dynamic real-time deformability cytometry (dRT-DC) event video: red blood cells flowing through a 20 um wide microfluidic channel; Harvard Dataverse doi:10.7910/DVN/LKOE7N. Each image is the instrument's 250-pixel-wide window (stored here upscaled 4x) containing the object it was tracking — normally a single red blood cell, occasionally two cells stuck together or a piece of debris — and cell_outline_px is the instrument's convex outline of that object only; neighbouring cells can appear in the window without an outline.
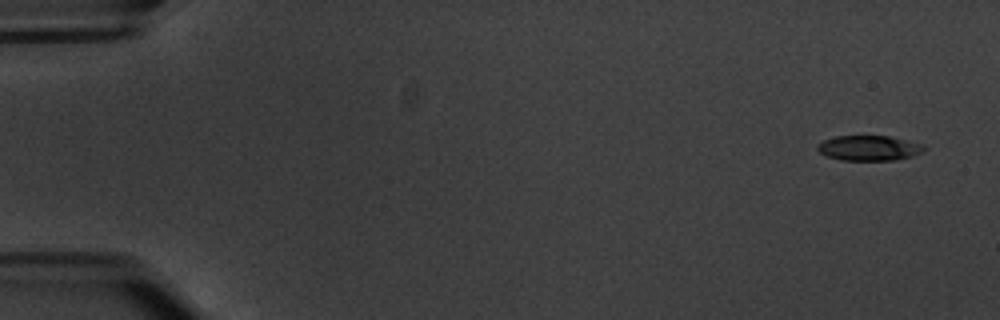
{"species": "common noctule bat (a hibernating species)", "species_latin": "Nyctalus noctula", "temperature_condition": "warm", "stored_images_in_passage": 7, "camera_frame_rate_fps": 3000, "um_per_image_px": 0.085, "animal": {"sex": "male", "body_mass_g": 20.1, "forearm_length_mm": 53.5}, "frame": {"image": 1, "passage_image": 7, "time_ms": 7.0, "image_size_px": [1000, 320], "cell_outline_px": [[928, 148], [924, 152], [912, 156], [896, 160], [840, 160], [828, 156], [820, 152], [816, 148], [816, 144], [824, 140], [836, 136], [888, 136], [924, 144]], "centroid_in_image_um": [73.9, 12.58], "position_along_channel_um": 11.1, "area_um2": 15.72}}